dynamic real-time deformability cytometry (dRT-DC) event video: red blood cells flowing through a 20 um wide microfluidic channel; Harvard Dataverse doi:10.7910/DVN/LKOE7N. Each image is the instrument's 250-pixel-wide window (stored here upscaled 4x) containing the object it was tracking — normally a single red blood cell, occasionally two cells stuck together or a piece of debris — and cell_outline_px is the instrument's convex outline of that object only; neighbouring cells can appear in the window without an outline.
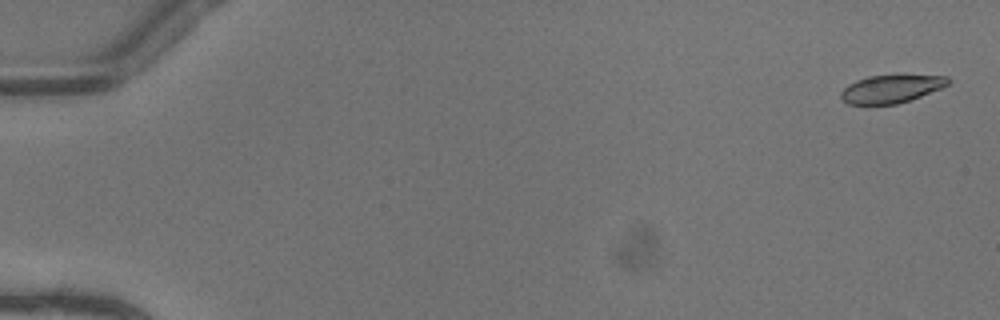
{"species": "common noctule bat (a hibernating species)", "species_latin": "Nyctalus noctula", "temperature_condition": "warm", "stored_images_in_passage": 49, "camera_frame_rate_fps": 3000, "um_per_image_px": 0.085, "animal": {"sex": "female"}, "frame": {"image": 1, "passage_image": 2, "time_ms": 0.333, "image_size_px": [1000, 320], "cell_outline_px": [[952, 80], [948, 84], [940, 88], [920, 96], [896, 104], [848, 104], [840, 96], [840, 92], [848, 84], [856, 80], [868, 76], [948, 76]], "centroid_in_image_um": [75.72, 7.56], "position_along_channel_um": 9.3, "area_um2": 17.05}}
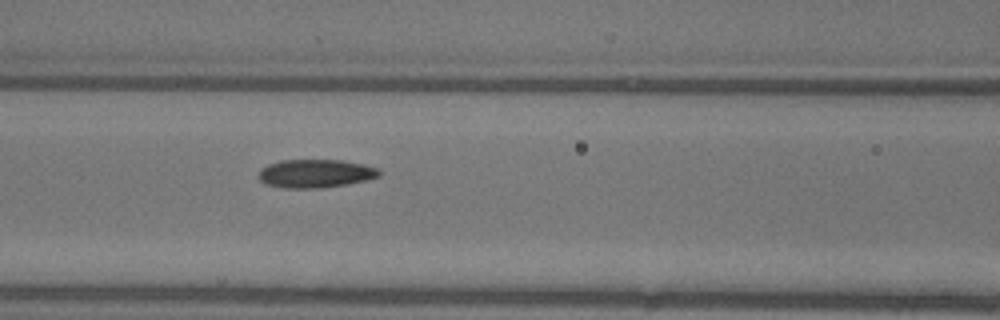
{"frame": {"image": 2, "passage_image": 24, "time_ms": 7.667, "image_size_px": [1000, 320], "cell_outline_px": [[380, 176], [368, 180], [348, 184], [320, 188], [280, 188], [264, 184], [256, 176], [260, 168], [268, 164], [280, 160], [344, 160], [364, 164], [380, 168]], "centroid_in_image_um": [26.8, 14.75], "position_along_channel_um": 139.8, "area_um2": 20.4}}
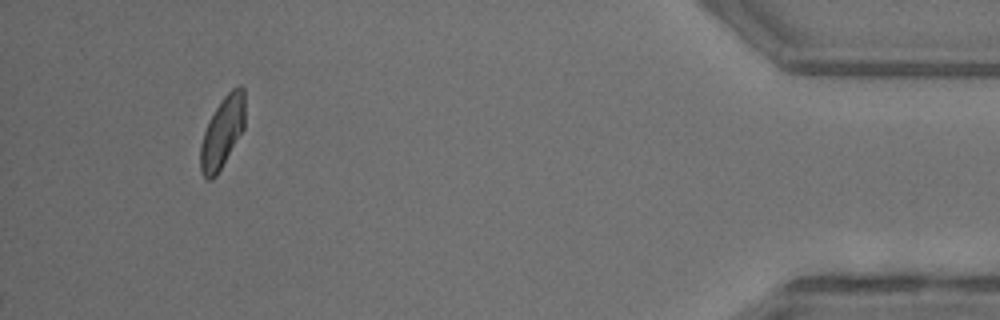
{"frame": {"image": 3, "passage_image": 49, "time_ms": 16.0, "image_size_px": [1000, 320], "cell_outline_px": [[244, 128], [216, 176], [212, 180], [208, 180], [204, 176], [200, 168], [200, 144], [204, 132], [216, 108], [224, 96], [232, 88], [240, 84], [244, 88]], "centroid_in_image_um": [18.9, 11.24], "position_along_channel_um": 416.3, "area_um2": 18.15}, "authors_computed_cell_mechanics": {"area_um2": 19.363, "velocity_mm_per_s": 4.0887, "shape_relaxation_time_tau1_ms": 4.9389, "shape_relaxation_time_tau2_ms": 3.0328, "deformation_change_tau1": 0.1567, "deformation_change_tau2": 0.0854}}